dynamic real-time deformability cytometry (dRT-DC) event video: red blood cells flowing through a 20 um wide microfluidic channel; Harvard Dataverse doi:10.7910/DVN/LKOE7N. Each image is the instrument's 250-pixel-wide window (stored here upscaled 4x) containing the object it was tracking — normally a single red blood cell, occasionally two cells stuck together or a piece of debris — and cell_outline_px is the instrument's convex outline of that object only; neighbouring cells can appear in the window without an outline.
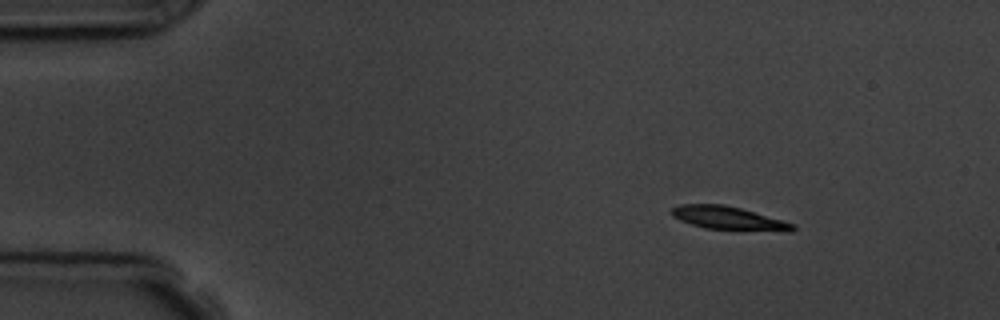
{"species": "common noctule bat (a hibernating species)", "species_latin": "Nyctalus noctula", "temperature_condition": "room temperature", "stored_images_in_passage": 13, "camera_frame_rate_fps": 3000, "um_per_image_px": 0.085, "animal": {"sex": "male", "body_mass_g": 19.5, "forearm_length_mm": 54.6}, "frame": {"image": 1, "passage_image": 1, "time_ms": 0.0, "image_size_px": [1000, 320], "cell_outline_px": [[796, 228], [792, 232], [784, 232], [704, 228], [680, 220], [672, 216], [668, 212], [672, 208], [680, 204], [724, 204], [740, 208], [784, 220], [796, 224]], "centroid_in_image_um": [61.97, 18.55], "position_along_channel_um": 23.0, "area_um2": 16.7}}
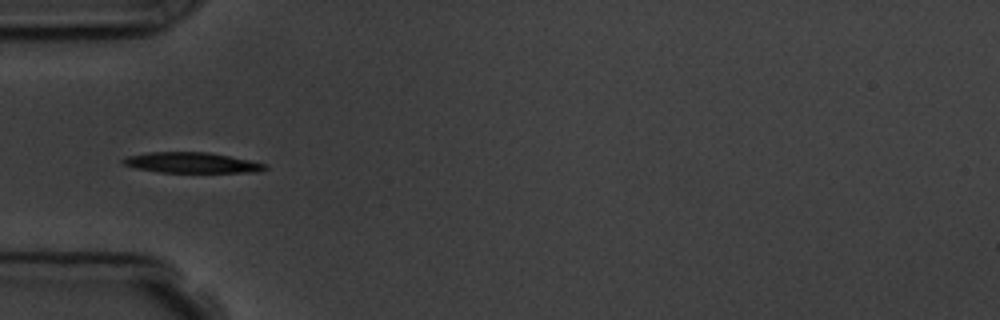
{"frame": {"image": 2, "passage_image": 3, "time_ms": 3.333, "image_size_px": [1000, 320], "cell_outline_px": [[268, 168], [256, 172], [160, 172], [136, 168], [124, 164], [120, 160], [124, 156], [148, 152], [208, 152], [268, 164]], "centroid_in_image_um": [16.26, 13.82], "position_along_channel_um": 68.7, "area_um2": 16.94}}
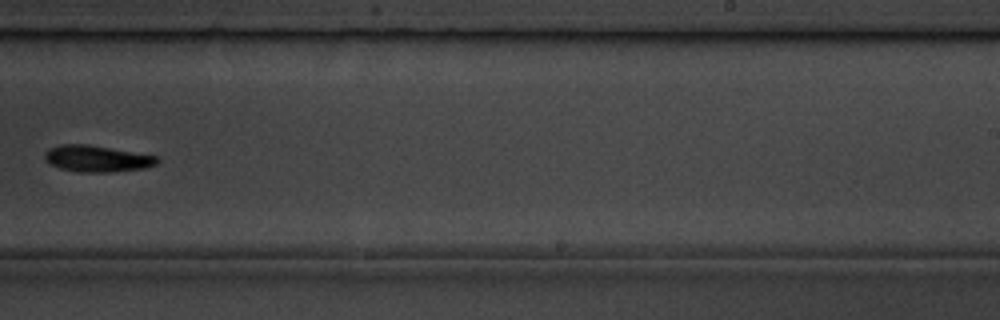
{"frame": {"image": 3, "passage_image": 8, "time_ms": 9.0, "image_size_px": [1000, 320], "cell_outline_px": [[160, 160], [156, 164], [144, 168], [112, 172], [80, 172], [60, 168], [48, 164], [44, 160], [44, 152], [48, 148], [60, 144], [88, 144], [160, 156]], "centroid_in_image_um": [8.23, 13.47], "position_along_channel_um": 280.8, "area_um2": 17.63}, "authors_computed_cell_mechanics": {"area_um2": 16.9932, "velocity_mm_per_s": 3.7559, "shape_relaxation_time_tau1_ms": 2.2685, "shape_relaxation_time_tau2_ms": 9.7878, "deformation_change_tau1": 0.0743, "deformation_change_tau2": 0.1337}}